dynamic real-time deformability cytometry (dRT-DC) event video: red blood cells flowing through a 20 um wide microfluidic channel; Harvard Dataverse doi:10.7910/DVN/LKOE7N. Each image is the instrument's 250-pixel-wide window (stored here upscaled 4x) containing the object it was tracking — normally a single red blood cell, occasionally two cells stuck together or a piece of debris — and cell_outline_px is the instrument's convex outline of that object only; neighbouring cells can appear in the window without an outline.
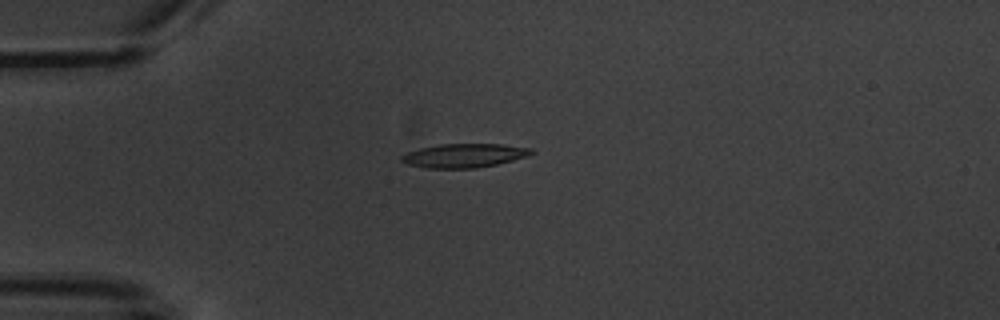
{"species": "common noctule bat (a hibernating species)", "species_latin": "Nyctalus noctula", "temperature_condition": "warm", "stored_images_in_passage": 11, "camera_frame_rate_fps": 3000, "um_per_image_px": 0.085, "animal": {"sex": "male", "body_mass_g": 20.1, "forearm_length_mm": 53.5}, "frame": {"image": 1, "passage_image": 4, "time_ms": 4.667, "image_size_px": [1000, 320], "cell_outline_px": [[536, 152], [528, 156], [496, 164], [476, 168], [424, 168], [408, 164], [400, 160], [400, 156], [408, 152], [420, 148], [440, 144], [500, 144], [532, 148]], "centroid_in_image_um": [39.46, 13.22], "position_along_channel_um": 45.5, "area_um2": 18.03}}
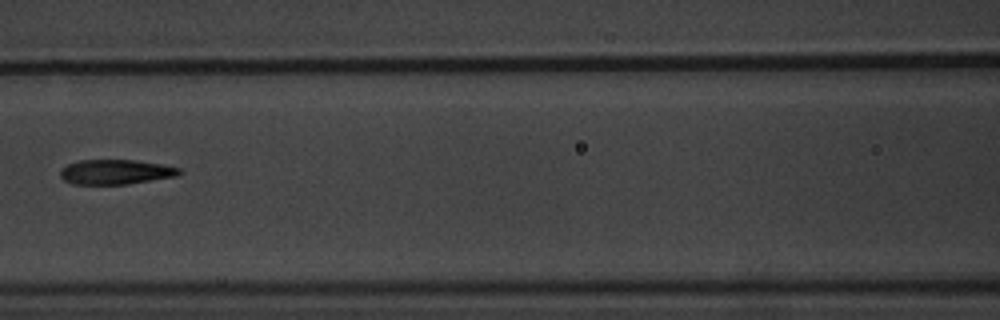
{"frame": {"image": 2, "passage_image": 7, "time_ms": 8.333, "image_size_px": [1000, 320], "cell_outline_px": [[184, 172], [176, 176], [128, 184], [72, 184], [64, 180], [60, 176], [60, 172], [68, 164], [80, 160], [136, 160], [160, 164], [180, 168]], "centroid_in_image_um": [9.85, 14.62], "position_along_channel_um": 156.7, "area_um2": 17.11}}
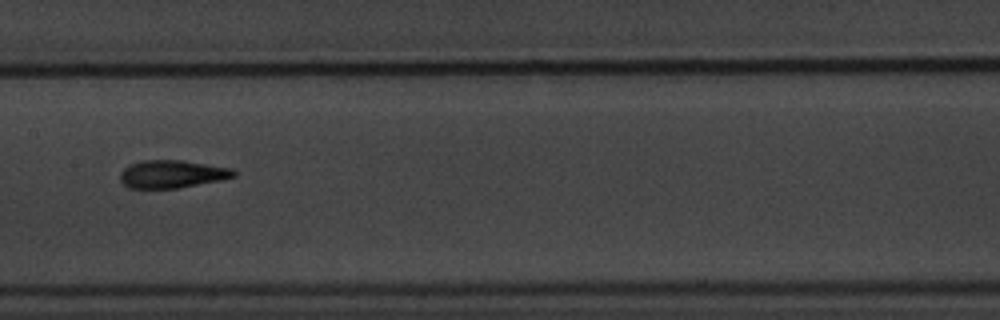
{"frame": {"image": 3, "passage_image": 8, "time_ms": 9.333, "image_size_px": [1000, 320], "cell_outline_px": [[236, 176], [220, 180], [180, 188], [128, 188], [120, 180], [120, 172], [128, 164], [144, 160], [184, 160], [232, 168], [236, 172]], "centroid_in_image_um": [14.62, 14.79], "position_along_channel_um": 192.8, "area_um2": 18.55}}